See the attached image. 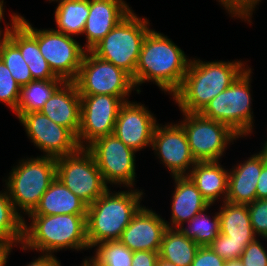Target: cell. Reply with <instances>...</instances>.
Instances as JSON below:
<instances>
[{
  "label": "cell",
  "instance_id": "1",
  "mask_svg": "<svg viewBox=\"0 0 267 266\" xmlns=\"http://www.w3.org/2000/svg\"><path fill=\"white\" fill-rule=\"evenodd\" d=\"M184 53L168 36L155 29L145 36L133 84L140 94L143 83L153 82L159 89L173 95L181 86L191 58Z\"/></svg>",
  "mask_w": 267,
  "mask_h": 266
},
{
  "label": "cell",
  "instance_id": "2",
  "mask_svg": "<svg viewBox=\"0 0 267 266\" xmlns=\"http://www.w3.org/2000/svg\"><path fill=\"white\" fill-rule=\"evenodd\" d=\"M246 62L248 61L240 59L207 62L193 58L190 60L181 86L171 99L181 112L200 113L248 67Z\"/></svg>",
  "mask_w": 267,
  "mask_h": 266
},
{
  "label": "cell",
  "instance_id": "3",
  "mask_svg": "<svg viewBox=\"0 0 267 266\" xmlns=\"http://www.w3.org/2000/svg\"><path fill=\"white\" fill-rule=\"evenodd\" d=\"M24 219L22 251L44 254L67 249L90 250L86 237L87 214L27 215ZM27 223V224H26Z\"/></svg>",
  "mask_w": 267,
  "mask_h": 266
},
{
  "label": "cell",
  "instance_id": "4",
  "mask_svg": "<svg viewBox=\"0 0 267 266\" xmlns=\"http://www.w3.org/2000/svg\"><path fill=\"white\" fill-rule=\"evenodd\" d=\"M144 194L138 188L112 192L110 187L90 204L86 216L89 249L100 242L119 241L123 230L143 207Z\"/></svg>",
  "mask_w": 267,
  "mask_h": 266
},
{
  "label": "cell",
  "instance_id": "5",
  "mask_svg": "<svg viewBox=\"0 0 267 266\" xmlns=\"http://www.w3.org/2000/svg\"><path fill=\"white\" fill-rule=\"evenodd\" d=\"M18 161L7 175L8 178L2 180L13 206L25 219L56 178V158L36 156Z\"/></svg>",
  "mask_w": 267,
  "mask_h": 266
},
{
  "label": "cell",
  "instance_id": "6",
  "mask_svg": "<svg viewBox=\"0 0 267 266\" xmlns=\"http://www.w3.org/2000/svg\"><path fill=\"white\" fill-rule=\"evenodd\" d=\"M252 69L248 66L223 92L213 98L200 114L228 125L240 137L253 133Z\"/></svg>",
  "mask_w": 267,
  "mask_h": 266
},
{
  "label": "cell",
  "instance_id": "7",
  "mask_svg": "<svg viewBox=\"0 0 267 266\" xmlns=\"http://www.w3.org/2000/svg\"><path fill=\"white\" fill-rule=\"evenodd\" d=\"M150 29L149 18L138 17L132 10L90 51L133 79L143 40Z\"/></svg>",
  "mask_w": 267,
  "mask_h": 266
},
{
  "label": "cell",
  "instance_id": "8",
  "mask_svg": "<svg viewBox=\"0 0 267 266\" xmlns=\"http://www.w3.org/2000/svg\"><path fill=\"white\" fill-rule=\"evenodd\" d=\"M79 95H113L124 102L130 101L132 91L137 90L132 77L123 69L86 51L78 75L73 81Z\"/></svg>",
  "mask_w": 267,
  "mask_h": 266
},
{
  "label": "cell",
  "instance_id": "9",
  "mask_svg": "<svg viewBox=\"0 0 267 266\" xmlns=\"http://www.w3.org/2000/svg\"><path fill=\"white\" fill-rule=\"evenodd\" d=\"M181 113L183 120L178 122L196 162L221 161L228 146L241 138L224 123L205 118L200 113Z\"/></svg>",
  "mask_w": 267,
  "mask_h": 266
},
{
  "label": "cell",
  "instance_id": "10",
  "mask_svg": "<svg viewBox=\"0 0 267 266\" xmlns=\"http://www.w3.org/2000/svg\"><path fill=\"white\" fill-rule=\"evenodd\" d=\"M56 178L88 206L109 188L86 148L56 158Z\"/></svg>",
  "mask_w": 267,
  "mask_h": 266
},
{
  "label": "cell",
  "instance_id": "11",
  "mask_svg": "<svg viewBox=\"0 0 267 266\" xmlns=\"http://www.w3.org/2000/svg\"><path fill=\"white\" fill-rule=\"evenodd\" d=\"M86 149L92 154L107 186L135 188L136 151L114 134L94 140Z\"/></svg>",
  "mask_w": 267,
  "mask_h": 266
},
{
  "label": "cell",
  "instance_id": "12",
  "mask_svg": "<svg viewBox=\"0 0 267 266\" xmlns=\"http://www.w3.org/2000/svg\"><path fill=\"white\" fill-rule=\"evenodd\" d=\"M81 115L77 142L86 148L94 140L113 134L120 107L125 103L113 95H80Z\"/></svg>",
  "mask_w": 267,
  "mask_h": 266
},
{
  "label": "cell",
  "instance_id": "13",
  "mask_svg": "<svg viewBox=\"0 0 267 266\" xmlns=\"http://www.w3.org/2000/svg\"><path fill=\"white\" fill-rule=\"evenodd\" d=\"M37 42L53 73L65 82H73L86 52L80 42L53 28L37 29Z\"/></svg>",
  "mask_w": 267,
  "mask_h": 266
},
{
  "label": "cell",
  "instance_id": "14",
  "mask_svg": "<svg viewBox=\"0 0 267 266\" xmlns=\"http://www.w3.org/2000/svg\"><path fill=\"white\" fill-rule=\"evenodd\" d=\"M18 120L30 142L43 152L41 156L58 158L80 148L77 137L68 128L56 124L40 111L23 114Z\"/></svg>",
  "mask_w": 267,
  "mask_h": 266
},
{
  "label": "cell",
  "instance_id": "15",
  "mask_svg": "<svg viewBox=\"0 0 267 266\" xmlns=\"http://www.w3.org/2000/svg\"><path fill=\"white\" fill-rule=\"evenodd\" d=\"M151 149L169 171L171 177L188 176L196 160L191 154L182 125L177 122L158 123L155 127Z\"/></svg>",
  "mask_w": 267,
  "mask_h": 266
},
{
  "label": "cell",
  "instance_id": "16",
  "mask_svg": "<svg viewBox=\"0 0 267 266\" xmlns=\"http://www.w3.org/2000/svg\"><path fill=\"white\" fill-rule=\"evenodd\" d=\"M148 109L141 102L127 101L120 107L114 125L113 134L136 152L152 146L153 133L158 122Z\"/></svg>",
  "mask_w": 267,
  "mask_h": 266
},
{
  "label": "cell",
  "instance_id": "17",
  "mask_svg": "<svg viewBox=\"0 0 267 266\" xmlns=\"http://www.w3.org/2000/svg\"><path fill=\"white\" fill-rule=\"evenodd\" d=\"M167 229L165 218L144 206L123 230L119 241L134 251H160L163 234Z\"/></svg>",
  "mask_w": 267,
  "mask_h": 266
},
{
  "label": "cell",
  "instance_id": "18",
  "mask_svg": "<svg viewBox=\"0 0 267 266\" xmlns=\"http://www.w3.org/2000/svg\"><path fill=\"white\" fill-rule=\"evenodd\" d=\"M124 0H89V15L82 35L86 36L83 48L90 51L122 19L132 7Z\"/></svg>",
  "mask_w": 267,
  "mask_h": 266
},
{
  "label": "cell",
  "instance_id": "19",
  "mask_svg": "<svg viewBox=\"0 0 267 266\" xmlns=\"http://www.w3.org/2000/svg\"><path fill=\"white\" fill-rule=\"evenodd\" d=\"M267 162V153L260 150L229 170L226 201L234 204H249L256 200V186Z\"/></svg>",
  "mask_w": 267,
  "mask_h": 266
},
{
  "label": "cell",
  "instance_id": "20",
  "mask_svg": "<svg viewBox=\"0 0 267 266\" xmlns=\"http://www.w3.org/2000/svg\"><path fill=\"white\" fill-rule=\"evenodd\" d=\"M40 112L56 124L68 128L77 137L81 103L76 84L64 82L47 100Z\"/></svg>",
  "mask_w": 267,
  "mask_h": 266
},
{
  "label": "cell",
  "instance_id": "21",
  "mask_svg": "<svg viewBox=\"0 0 267 266\" xmlns=\"http://www.w3.org/2000/svg\"><path fill=\"white\" fill-rule=\"evenodd\" d=\"M174 191L171 202L170 222L165 220L167 228L178 229L210 204L201 195L189 176H174Z\"/></svg>",
  "mask_w": 267,
  "mask_h": 266
},
{
  "label": "cell",
  "instance_id": "22",
  "mask_svg": "<svg viewBox=\"0 0 267 266\" xmlns=\"http://www.w3.org/2000/svg\"><path fill=\"white\" fill-rule=\"evenodd\" d=\"M8 38L20 49L34 80L62 79L50 69L39 50L37 28L33 27L24 16Z\"/></svg>",
  "mask_w": 267,
  "mask_h": 266
},
{
  "label": "cell",
  "instance_id": "23",
  "mask_svg": "<svg viewBox=\"0 0 267 266\" xmlns=\"http://www.w3.org/2000/svg\"><path fill=\"white\" fill-rule=\"evenodd\" d=\"M188 176L210 205L226 201L229 169L220 161L196 162Z\"/></svg>",
  "mask_w": 267,
  "mask_h": 266
},
{
  "label": "cell",
  "instance_id": "24",
  "mask_svg": "<svg viewBox=\"0 0 267 266\" xmlns=\"http://www.w3.org/2000/svg\"><path fill=\"white\" fill-rule=\"evenodd\" d=\"M88 205L55 178L28 215L87 214Z\"/></svg>",
  "mask_w": 267,
  "mask_h": 266
},
{
  "label": "cell",
  "instance_id": "25",
  "mask_svg": "<svg viewBox=\"0 0 267 266\" xmlns=\"http://www.w3.org/2000/svg\"><path fill=\"white\" fill-rule=\"evenodd\" d=\"M218 215L220 233L230 236L235 242H252L257 236L253 231L247 204L221 203Z\"/></svg>",
  "mask_w": 267,
  "mask_h": 266
},
{
  "label": "cell",
  "instance_id": "26",
  "mask_svg": "<svg viewBox=\"0 0 267 266\" xmlns=\"http://www.w3.org/2000/svg\"><path fill=\"white\" fill-rule=\"evenodd\" d=\"M52 2L58 3L54 12L57 28L54 30L72 37L81 35L89 15V0H49Z\"/></svg>",
  "mask_w": 267,
  "mask_h": 266
},
{
  "label": "cell",
  "instance_id": "27",
  "mask_svg": "<svg viewBox=\"0 0 267 266\" xmlns=\"http://www.w3.org/2000/svg\"><path fill=\"white\" fill-rule=\"evenodd\" d=\"M199 247L179 229L167 228L163 234L159 258L176 266H190Z\"/></svg>",
  "mask_w": 267,
  "mask_h": 266
},
{
  "label": "cell",
  "instance_id": "28",
  "mask_svg": "<svg viewBox=\"0 0 267 266\" xmlns=\"http://www.w3.org/2000/svg\"><path fill=\"white\" fill-rule=\"evenodd\" d=\"M2 191H0V247L9 250L22 244L24 218L16 211L5 188Z\"/></svg>",
  "mask_w": 267,
  "mask_h": 266
},
{
  "label": "cell",
  "instance_id": "29",
  "mask_svg": "<svg viewBox=\"0 0 267 266\" xmlns=\"http://www.w3.org/2000/svg\"><path fill=\"white\" fill-rule=\"evenodd\" d=\"M64 82L63 79L33 80L22 86L19 103L14 112L15 116L19 119L23 114L40 111Z\"/></svg>",
  "mask_w": 267,
  "mask_h": 266
},
{
  "label": "cell",
  "instance_id": "30",
  "mask_svg": "<svg viewBox=\"0 0 267 266\" xmlns=\"http://www.w3.org/2000/svg\"><path fill=\"white\" fill-rule=\"evenodd\" d=\"M212 206L210 205L208 208L199 212L187 223H184L178 228L184 236L193 240L199 246H209L220 233L218 212L214 213L215 215L212 218L209 216V213L208 215L206 213ZM185 224L187 225L185 226Z\"/></svg>",
  "mask_w": 267,
  "mask_h": 266
},
{
  "label": "cell",
  "instance_id": "31",
  "mask_svg": "<svg viewBox=\"0 0 267 266\" xmlns=\"http://www.w3.org/2000/svg\"><path fill=\"white\" fill-rule=\"evenodd\" d=\"M0 58L20 87L34 80L20 49L9 38L0 40Z\"/></svg>",
  "mask_w": 267,
  "mask_h": 266
},
{
  "label": "cell",
  "instance_id": "32",
  "mask_svg": "<svg viewBox=\"0 0 267 266\" xmlns=\"http://www.w3.org/2000/svg\"><path fill=\"white\" fill-rule=\"evenodd\" d=\"M90 258L98 266H132L133 251L120 241L100 242L95 245Z\"/></svg>",
  "mask_w": 267,
  "mask_h": 266
},
{
  "label": "cell",
  "instance_id": "33",
  "mask_svg": "<svg viewBox=\"0 0 267 266\" xmlns=\"http://www.w3.org/2000/svg\"><path fill=\"white\" fill-rule=\"evenodd\" d=\"M21 87L17 84L10 70L0 58V102L15 112L19 99Z\"/></svg>",
  "mask_w": 267,
  "mask_h": 266
},
{
  "label": "cell",
  "instance_id": "34",
  "mask_svg": "<svg viewBox=\"0 0 267 266\" xmlns=\"http://www.w3.org/2000/svg\"><path fill=\"white\" fill-rule=\"evenodd\" d=\"M250 242H235L230 236L219 233L209 247L225 261L240 258Z\"/></svg>",
  "mask_w": 267,
  "mask_h": 266
},
{
  "label": "cell",
  "instance_id": "35",
  "mask_svg": "<svg viewBox=\"0 0 267 266\" xmlns=\"http://www.w3.org/2000/svg\"><path fill=\"white\" fill-rule=\"evenodd\" d=\"M247 207L255 235L267 241V199H256Z\"/></svg>",
  "mask_w": 267,
  "mask_h": 266
},
{
  "label": "cell",
  "instance_id": "36",
  "mask_svg": "<svg viewBox=\"0 0 267 266\" xmlns=\"http://www.w3.org/2000/svg\"><path fill=\"white\" fill-rule=\"evenodd\" d=\"M221 7L223 6L226 12L236 19H241L247 24L252 23L253 13L257 4L253 0H217Z\"/></svg>",
  "mask_w": 267,
  "mask_h": 266
},
{
  "label": "cell",
  "instance_id": "37",
  "mask_svg": "<svg viewBox=\"0 0 267 266\" xmlns=\"http://www.w3.org/2000/svg\"><path fill=\"white\" fill-rule=\"evenodd\" d=\"M257 237L250 242L240 256L244 266H267V247Z\"/></svg>",
  "mask_w": 267,
  "mask_h": 266
},
{
  "label": "cell",
  "instance_id": "38",
  "mask_svg": "<svg viewBox=\"0 0 267 266\" xmlns=\"http://www.w3.org/2000/svg\"><path fill=\"white\" fill-rule=\"evenodd\" d=\"M225 260L209 246H200L190 266H224Z\"/></svg>",
  "mask_w": 267,
  "mask_h": 266
},
{
  "label": "cell",
  "instance_id": "39",
  "mask_svg": "<svg viewBox=\"0 0 267 266\" xmlns=\"http://www.w3.org/2000/svg\"><path fill=\"white\" fill-rule=\"evenodd\" d=\"M4 0H0V23L1 21L3 22V20L5 21V8H4ZM10 22L5 25V29L1 30V26H0V40L2 39H7L13 32V30L18 26V24L21 22L22 19V15L18 14V13H12V15L10 16Z\"/></svg>",
  "mask_w": 267,
  "mask_h": 266
},
{
  "label": "cell",
  "instance_id": "40",
  "mask_svg": "<svg viewBox=\"0 0 267 266\" xmlns=\"http://www.w3.org/2000/svg\"><path fill=\"white\" fill-rule=\"evenodd\" d=\"M159 253L154 251H134L132 266H156Z\"/></svg>",
  "mask_w": 267,
  "mask_h": 266
},
{
  "label": "cell",
  "instance_id": "41",
  "mask_svg": "<svg viewBox=\"0 0 267 266\" xmlns=\"http://www.w3.org/2000/svg\"><path fill=\"white\" fill-rule=\"evenodd\" d=\"M36 259H33L29 264L25 266H61L60 259H57L56 255L40 253Z\"/></svg>",
  "mask_w": 267,
  "mask_h": 266
},
{
  "label": "cell",
  "instance_id": "42",
  "mask_svg": "<svg viewBox=\"0 0 267 266\" xmlns=\"http://www.w3.org/2000/svg\"><path fill=\"white\" fill-rule=\"evenodd\" d=\"M256 199H267V162L262 166L256 186Z\"/></svg>",
  "mask_w": 267,
  "mask_h": 266
},
{
  "label": "cell",
  "instance_id": "43",
  "mask_svg": "<svg viewBox=\"0 0 267 266\" xmlns=\"http://www.w3.org/2000/svg\"><path fill=\"white\" fill-rule=\"evenodd\" d=\"M13 248L12 249H4L2 247H0V266H6V263L8 262L7 259H9V255L11 254Z\"/></svg>",
  "mask_w": 267,
  "mask_h": 266
},
{
  "label": "cell",
  "instance_id": "44",
  "mask_svg": "<svg viewBox=\"0 0 267 266\" xmlns=\"http://www.w3.org/2000/svg\"><path fill=\"white\" fill-rule=\"evenodd\" d=\"M224 266H244L240 258L225 261Z\"/></svg>",
  "mask_w": 267,
  "mask_h": 266
},
{
  "label": "cell",
  "instance_id": "45",
  "mask_svg": "<svg viewBox=\"0 0 267 266\" xmlns=\"http://www.w3.org/2000/svg\"><path fill=\"white\" fill-rule=\"evenodd\" d=\"M156 266H176L175 264L164 261L161 258H158Z\"/></svg>",
  "mask_w": 267,
  "mask_h": 266
},
{
  "label": "cell",
  "instance_id": "46",
  "mask_svg": "<svg viewBox=\"0 0 267 266\" xmlns=\"http://www.w3.org/2000/svg\"><path fill=\"white\" fill-rule=\"evenodd\" d=\"M82 265H80V266H90V257L88 256H86L84 259H83V261H82V263H81ZM62 266V265H61ZM77 266V265H76Z\"/></svg>",
  "mask_w": 267,
  "mask_h": 266
},
{
  "label": "cell",
  "instance_id": "47",
  "mask_svg": "<svg viewBox=\"0 0 267 266\" xmlns=\"http://www.w3.org/2000/svg\"><path fill=\"white\" fill-rule=\"evenodd\" d=\"M264 152L267 153V141H265V143L263 144V147H261Z\"/></svg>",
  "mask_w": 267,
  "mask_h": 266
},
{
  "label": "cell",
  "instance_id": "48",
  "mask_svg": "<svg viewBox=\"0 0 267 266\" xmlns=\"http://www.w3.org/2000/svg\"><path fill=\"white\" fill-rule=\"evenodd\" d=\"M90 266H98V265L90 258Z\"/></svg>",
  "mask_w": 267,
  "mask_h": 266
},
{
  "label": "cell",
  "instance_id": "49",
  "mask_svg": "<svg viewBox=\"0 0 267 266\" xmlns=\"http://www.w3.org/2000/svg\"><path fill=\"white\" fill-rule=\"evenodd\" d=\"M257 5H259V3L262 1V0H253Z\"/></svg>",
  "mask_w": 267,
  "mask_h": 266
}]
</instances>
